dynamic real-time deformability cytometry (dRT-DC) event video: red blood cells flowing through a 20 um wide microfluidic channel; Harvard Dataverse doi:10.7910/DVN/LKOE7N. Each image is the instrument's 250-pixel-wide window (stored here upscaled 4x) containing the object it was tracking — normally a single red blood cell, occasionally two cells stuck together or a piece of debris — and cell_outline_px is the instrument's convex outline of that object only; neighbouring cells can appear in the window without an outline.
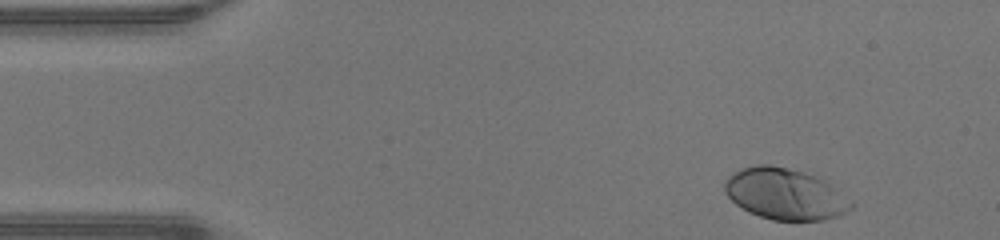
{"species": "human", "species_latin": "Homo sapiens", "temperature_condition": "warm", "stored_images_in_passage": 36, "camera_frame_rate_fps": 3000, "um_per_image_px": 0.085, "donor": {"sex": "male"}, "frame": {"image": 1, "passage_image": 1, "time_ms": 0.0, "image_size_px": [1000, 240], "cell_outline_px": [[852, 208], [836, 216], [824, 220], [772, 220], [748, 212], [736, 204], [724, 192], [724, 180], [732, 172], [756, 164], [772, 164], [804, 172], [816, 176], [824, 180], [852, 204]], "centroid_in_image_um": [66.64, 16.48], "position_along_channel_um": 18.4, "area_um2": 37.4}}
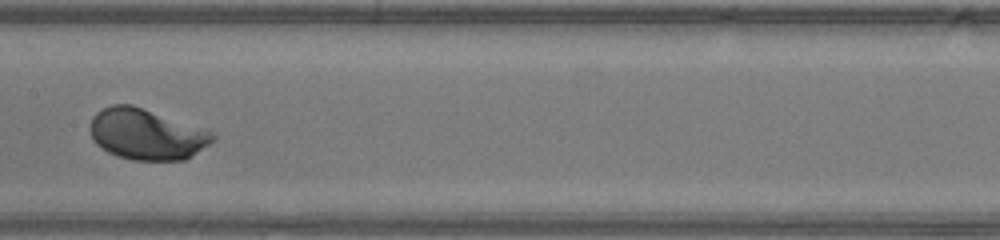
{"frame": {"image": 2, "passage_image": 20, "time_ms": 6.333, "image_size_px": [1000, 240], "cell_outline_px": [[216, 140], [184, 160], [132, 160], [116, 156], [100, 148], [92, 140], [88, 128], [92, 116], [96, 112], [112, 104], [132, 104], [208, 128], [216, 136]], "centroid_in_image_um": [12.46, 11.39], "position_along_channel_um": 194.9, "area_um2": 37.17}}
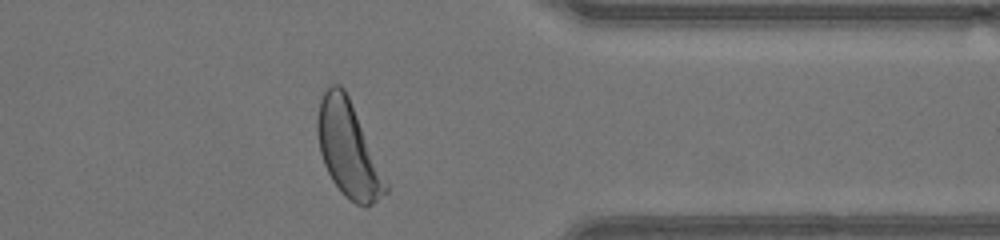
{"frame": {"image": 3, "passage_image": 34, "time_ms": 11.0, "image_size_px": [1000, 240], "cell_outline_px": [[388, 192], [372, 204], [364, 208], [348, 200], [344, 196], [332, 180], [324, 164], [320, 152], [316, 128], [316, 120], [320, 100], [324, 88], [332, 84], [340, 84], [344, 88], [348, 96], [388, 184]], "centroid_in_image_um": [29.57, 12.7], "position_along_channel_um": 381.8, "area_um2": 37.63}, "authors_computed_cell_mechanics": {"area_um2": 35.8938, "velocity_mm_per_s": 4.2928, "shape_relaxation_time_tau1_ms": 1.5001, "shape_relaxation_time_tau2_ms": 4.2724, "deformation_change_tau1": 0.1348, "deformation_change_tau2": 0.1145}}